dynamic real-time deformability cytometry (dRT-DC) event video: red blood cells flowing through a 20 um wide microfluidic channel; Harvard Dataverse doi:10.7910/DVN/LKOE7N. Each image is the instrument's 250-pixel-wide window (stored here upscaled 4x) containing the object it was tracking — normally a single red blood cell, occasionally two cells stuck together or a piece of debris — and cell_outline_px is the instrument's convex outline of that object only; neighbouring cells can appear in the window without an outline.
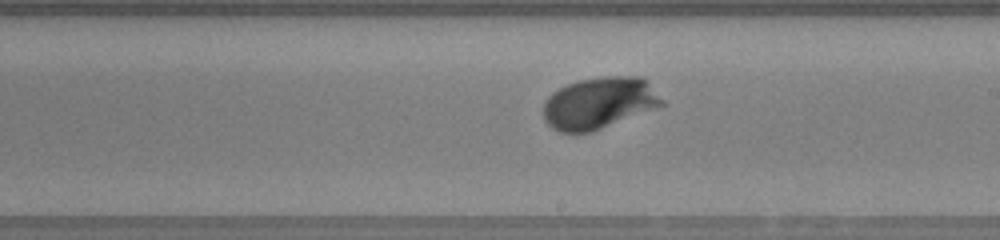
{"species": "human", "species_latin": "Homo sapiens", "temperature_condition": "warm", "stored_images_in_passage": 46, "camera_frame_rate_fps": 3000, "um_per_image_px": 0.085, "donor": {"sex": "female"}, "frame": {"image": 1, "passage_image": 25, "time_ms": 8.0, "image_size_px": [1000, 240], "cell_outline_px": [[664, 104], [592, 132], [560, 132], [552, 128], [544, 120], [544, 104], [548, 96], [552, 92], [568, 84], [580, 80], [604, 76], [640, 76], [664, 100]], "centroid_in_image_um": [50.89, 8.76], "position_along_channel_um": 238.1, "area_um2": 35.14}}
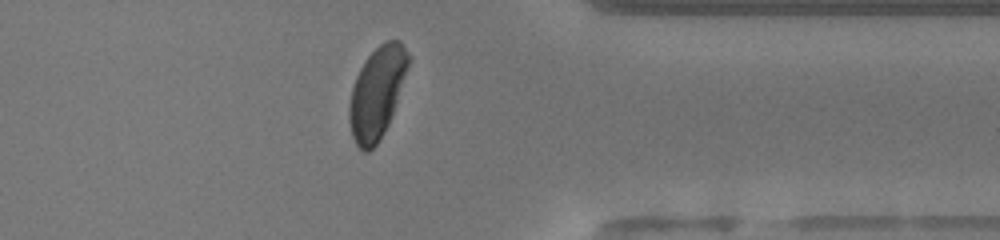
{"frame": {"image": 2, "passage_image": 36, "time_ms": 11.667, "image_size_px": [1000, 240], "cell_outline_px": [[412, 56], [392, 116], [384, 132], [376, 144], [368, 152], [364, 152], [356, 144], [352, 136], [348, 120], [348, 104], [352, 88], [356, 76], [364, 60], [380, 44], [388, 40], [400, 40]], "centroid_in_image_um": [32.05, 7.86], "position_along_channel_um": 379.4, "area_um2": 31.67}}
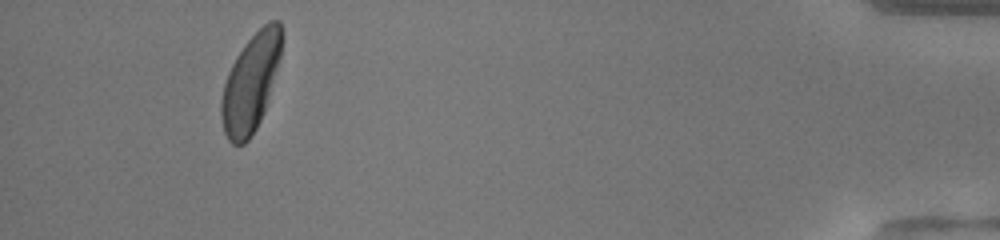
{"frame": {"image": 3, "passage_image": 43, "time_ms": 14.0, "image_size_px": [1000, 240], "cell_outline_px": [[284, 36], [280, 56], [264, 112], [256, 128], [248, 140], [244, 144], [232, 144], [228, 140], [224, 132], [220, 116], [220, 100], [224, 84], [228, 72], [236, 56], [244, 44], [268, 20], [280, 20]], "centroid_in_image_um": [21.3, 7.02], "position_along_channel_um": 413.9, "area_um2": 34.33}, "authors_computed_cell_mechanics": {"area_um2": 33.5818, "velocity_mm_per_s": 4.1445, "shape_relaxation_time_tau1_ms": 1.6476, "shape_relaxation_time_tau2_ms": null, "deformation_change_tau1": 0.136, "deformation_change_tau2": null}}